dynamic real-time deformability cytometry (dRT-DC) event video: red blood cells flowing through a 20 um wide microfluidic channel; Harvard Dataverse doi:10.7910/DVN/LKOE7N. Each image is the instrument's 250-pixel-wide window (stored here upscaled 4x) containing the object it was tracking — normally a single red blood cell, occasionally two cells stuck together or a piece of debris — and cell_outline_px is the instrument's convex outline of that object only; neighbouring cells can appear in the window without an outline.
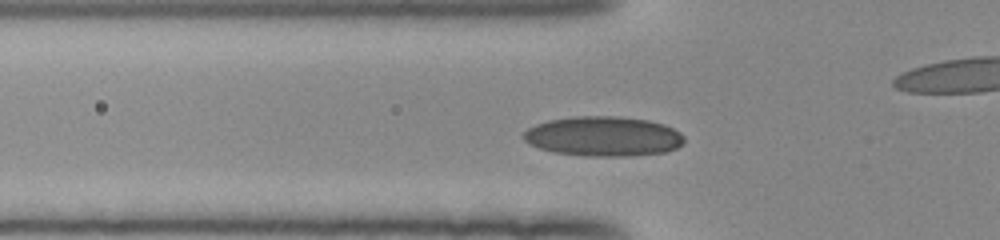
{"species": "human", "species_latin": "Homo sapiens", "temperature_condition": "room temperature", "stored_images_in_passage": 38, "camera_frame_rate_fps": 3000, "um_per_image_px": 0.085, "donor": {"sex": "female"}, "frame": {"image": 1, "passage_image": 10, "time_ms": 3.0, "image_size_px": [1000, 240], "cell_outline_px": [[684, 144], [676, 148], [664, 152], [624, 156], [584, 156], [552, 152], [528, 144], [520, 136], [528, 128], [536, 124], [548, 120], [572, 116], [616, 116], [648, 120], [664, 124], [680, 132], [684, 136]], "centroid_in_image_um": [51.25, 11.58], "position_along_channel_um": 74.5, "area_um2": 37.51}}
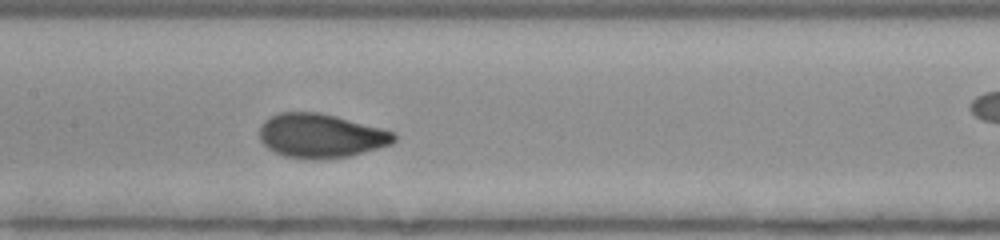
{"frame": {"image": 2, "passage_image": 18, "time_ms": 5.667, "image_size_px": [1000, 240], "cell_outline_px": [[396, 140], [392, 144], [352, 156], [312, 160], [284, 156], [268, 148], [260, 140], [260, 124], [268, 116], [280, 112], [320, 112], [384, 128], [396, 132]], "centroid_in_image_um": [27.29, 11.53], "position_along_channel_um": 180.1, "area_um2": 35.03}}
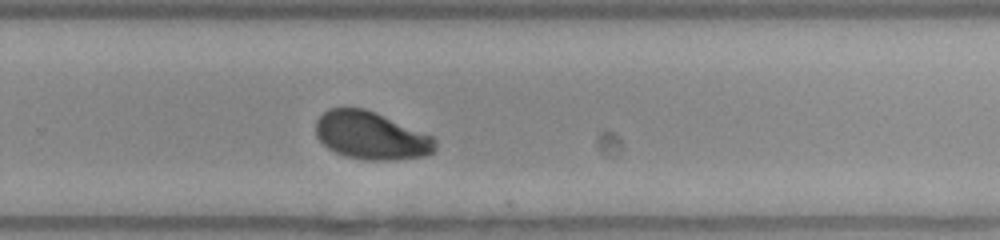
{"frame": {"image": 3, "passage_image": 27, "time_ms": 8.667, "image_size_px": [1000, 240], "cell_outline_px": [[436, 152], [424, 156], [388, 160], [364, 160], [344, 156], [328, 148], [316, 136], [316, 120], [328, 108], [364, 108], [432, 136], [436, 140]], "centroid_in_image_um": [31.53, 11.54], "position_along_channel_um": 298.3, "area_um2": 33.0}, "authors_computed_cell_mechanics": {"area_um2": 33.5818, "velocity_mm_per_s": 3.9533, "shape_relaxation_time_tau1_ms": 2.8751, "shape_relaxation_time_tau2_ms": null, "deformation_change_tau1": 0.1341, "deformation_change_tau2": null}}